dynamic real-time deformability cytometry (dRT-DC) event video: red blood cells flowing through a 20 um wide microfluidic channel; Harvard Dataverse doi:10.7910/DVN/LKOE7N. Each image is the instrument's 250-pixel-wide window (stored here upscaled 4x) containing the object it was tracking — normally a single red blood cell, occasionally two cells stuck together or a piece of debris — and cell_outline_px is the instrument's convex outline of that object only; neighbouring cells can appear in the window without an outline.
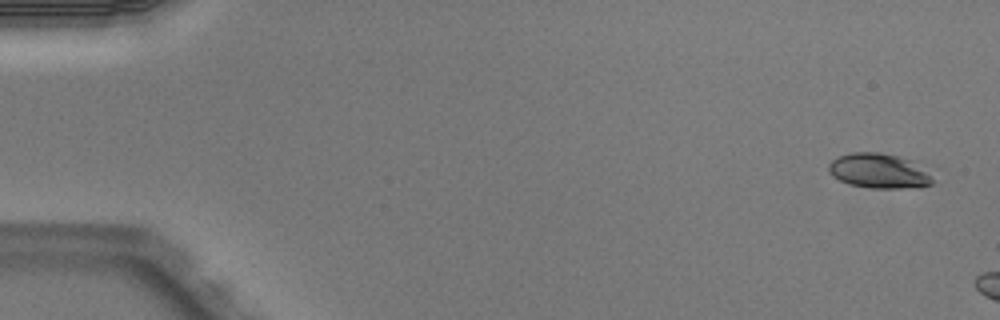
{"species": "Egyptian fruit bat (a non-hibernating species)", "species_latin": "Rousettus aegyptiacus", "temperature_condition": "warm", "stored_images_in_passage": 3, "camera_frame_rate_fps": 3000, "um_per_image_px": 0.085, "animal": {"sex": "male"}, "frame": {"image": 1, "passage_image": 1, "time_ms": 0.0, "image_size_px": [1000, 320], "cell_outline_px": [[932, 184], [920, 188], [872, 188], [848, 184], [832, 176], [828, 172], [828, 164], [832, 160], [840, 156], [852, 152], [880, 152], [900, 156], [908, 160], [924, 172], [932, 180]], "centroid_in_image_um": [74.62, 14.54], "position_along_channel_um": 10.4, "area_um2": 20.75}}